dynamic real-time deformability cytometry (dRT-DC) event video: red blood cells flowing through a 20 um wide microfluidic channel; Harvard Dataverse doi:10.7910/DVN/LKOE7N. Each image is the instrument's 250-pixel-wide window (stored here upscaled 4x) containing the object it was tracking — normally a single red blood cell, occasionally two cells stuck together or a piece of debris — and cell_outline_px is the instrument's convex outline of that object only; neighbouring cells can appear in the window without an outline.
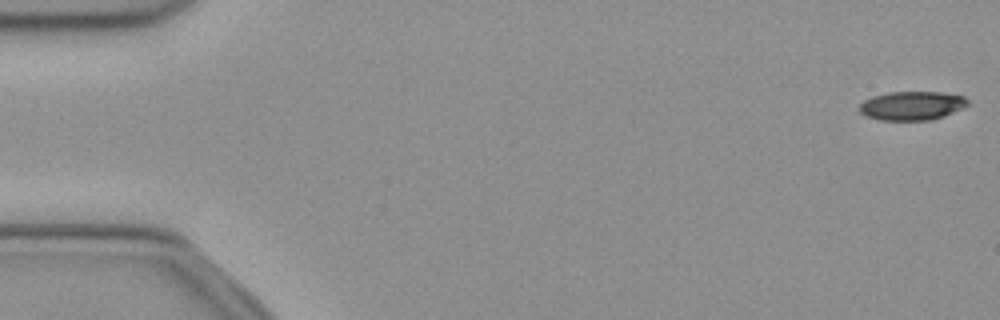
{"species": "common noctule bat (a hibernating species)", "species_latin": "Nyctalus noctula", "temperature_condition": "cold", "stored_images_in_passage": 52, "camera_frame_rate_fps": 3000, "um_per_image_px": 0.085, "animal": {"sex": "female", "body_mass_g": 21.9}, "frame": {"image": 1, "passage_image": 1, "time_ms": 0.0, "image_size_px": [1000, 320], "cell_outline_px": [[968, 104], [964, 108], [944, 116], [932, 120], [880, 120], [864, 116], [860, 112], [860, 104], [864, 100], [872, 96], [888, 92], [940, 92], [964, 96], [968, 100]], "centroid_in_image_um": [77.51, 8.98], "position_along_channel_um": 7.5, "area_um2": 18.32}}
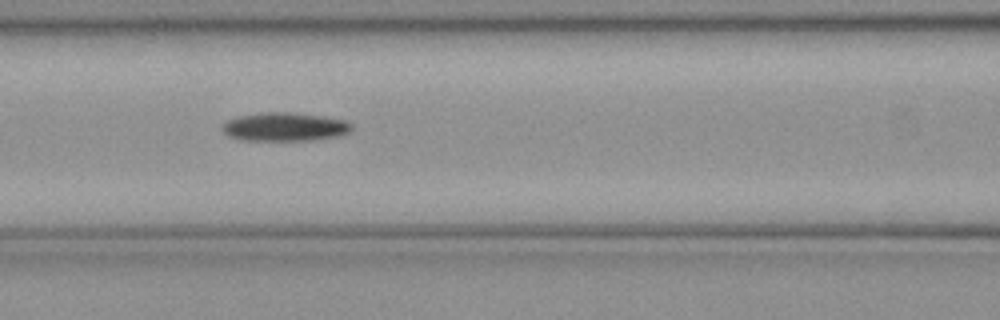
{"frame": {"image": 2, "passage_image": 22, "time_ms": 7.0, "image_size_px": [1000, 320], "cell_outline_px": [[352, 132], [340, 136], [316, 140], [240, 140], [228, 136], [220, 128], [228, 120], [240, 116], [264, 112], [296, 112], [324, 116], [344, 120], [352, 124]], "centroid_in_image_um": [24.25, 10.78], "position_along_channel_um": 142.4, "area_um2": 21.79}}
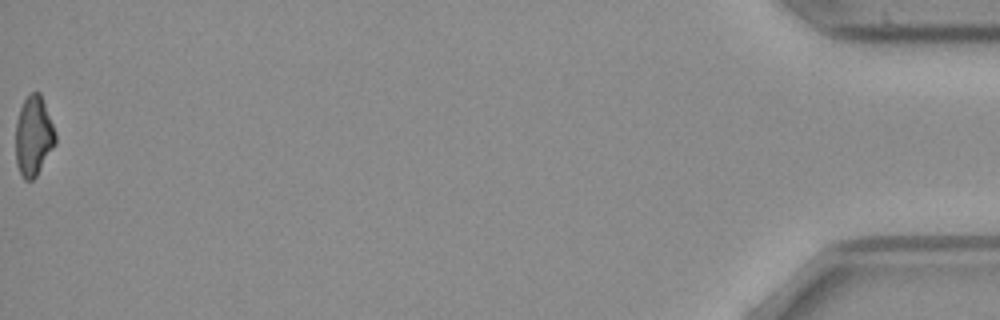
{"frame": {"image": 3, "passage_image": 52, "time_ms": 17.0, "image_size_px": [1000, 320], "cell_outline_px": [[56, 144], [36, 176], [32, 180], [24, 180], [16, 164], [16, 120], [20, 108], [24, 100], [32, 92], [40, 92], [56, 132]], "centroid_in_image_um": [2.86, 11.57], "position_along_channel_um": 432.3, "area_um2": 18.5}, "authors_computed_cell_mechanics": {"area_um2": 20.1722, "velocity_mm_per_s": 3.9773, "shape_relaxation_time_tau1_ms": 7.064, "shape_relaxation_time_tau2_ms": null, "deformation_change_tau1": 0.1797, "deformation_change_tau2": null}}